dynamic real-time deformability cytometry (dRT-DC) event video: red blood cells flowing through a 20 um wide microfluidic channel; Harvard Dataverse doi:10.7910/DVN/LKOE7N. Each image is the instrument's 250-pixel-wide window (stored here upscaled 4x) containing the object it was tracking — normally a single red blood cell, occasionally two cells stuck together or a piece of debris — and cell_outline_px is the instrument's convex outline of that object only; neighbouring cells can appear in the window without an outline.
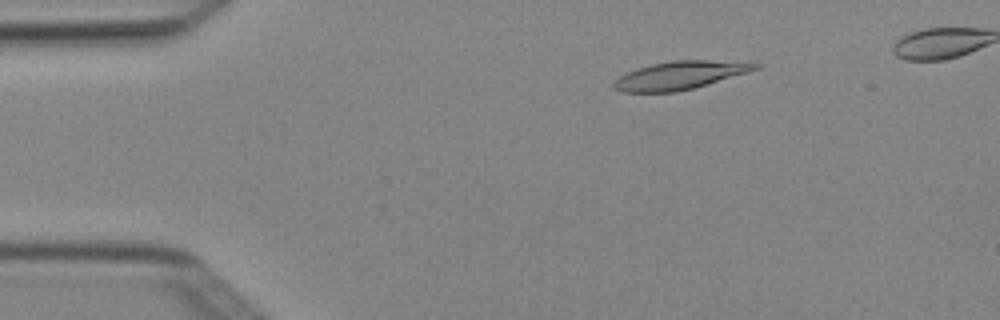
{"species": "Egyptian fruit bat (a non-hibernating species)", "species_latin": "Rousettus aegyptiacus", "temperature_condition": "cold", "stored_images_in_passage": 9, "camera_frame_rate_fps": 3000, "um_per_image_px": 0.085, "animal": {"sex": "female"}, "frame": {"image": 1, "passage_image": 3, "time_ms": 0.667, "image_size_px": [1000, 320], "cell_outline_px": [[764, 64], [760, 68], [748, 72], [692, 88], [676, 92], [620, 92], [612, 88], [612, 84], [620, 76], [636, 68], [652, 64], [672, 60], [708, 60]], "centroid_in_image_um": [57.75, 6.4], "position_along_channel_um": 27.3, "area_um2": 22.95}}
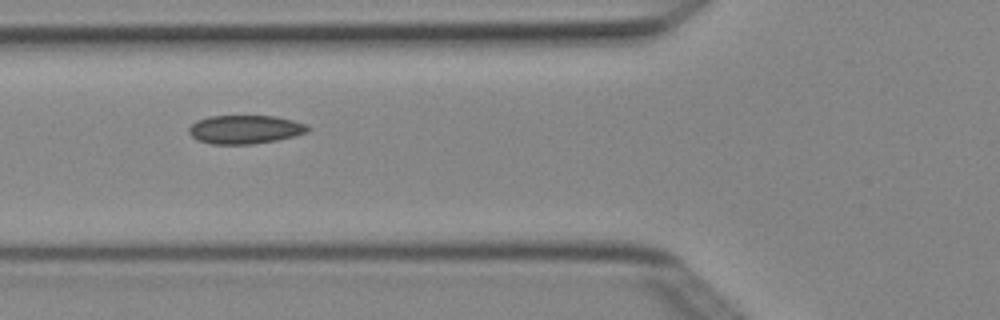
{"frame": {"image": 2, "passage_image": 7, "time_ms": 2.0, "image_size_px": [1000, 320], "cell_outline_px": [[312, 128], [308, 132], [296, 136], [276, 140], [252, 144], [212, 144], [196, 140], [188, 132], [188, 128], [196, 120], [208, 116], [276, 116], [308, 124]], "centroid_in_image_um": [20.85, 11.0], "position_along_channel_um": 105.0, "area_um2": 20.06}}
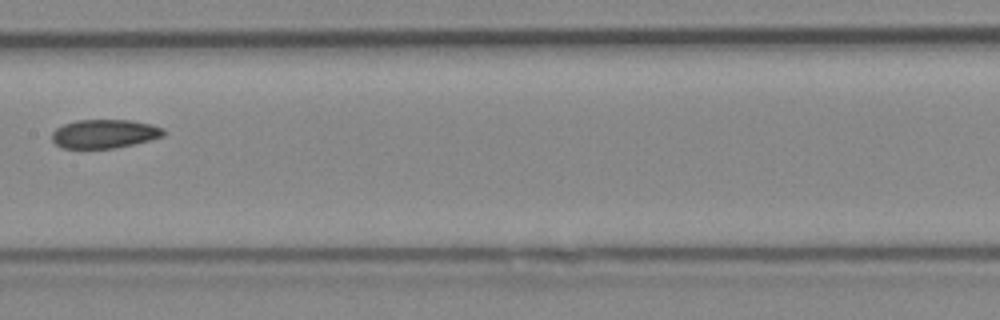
{"frame": {"image": 3, "passage_image": 9, "time_ms": 2.667, "image_size_px": [1000, 320], "cell_outline_px": [[168, 132], [164, 136], [136, 144], [116, 148], [60, 148], [52, 140], [52, 132], [56, 128], [64, 124], [76, 120], [132, 120], [152, 124], [164, 128]], "centroid_in_image_um": [8.93, 11.37], "position_along_channel_um": 198.5, "area_um2": 19.02}}